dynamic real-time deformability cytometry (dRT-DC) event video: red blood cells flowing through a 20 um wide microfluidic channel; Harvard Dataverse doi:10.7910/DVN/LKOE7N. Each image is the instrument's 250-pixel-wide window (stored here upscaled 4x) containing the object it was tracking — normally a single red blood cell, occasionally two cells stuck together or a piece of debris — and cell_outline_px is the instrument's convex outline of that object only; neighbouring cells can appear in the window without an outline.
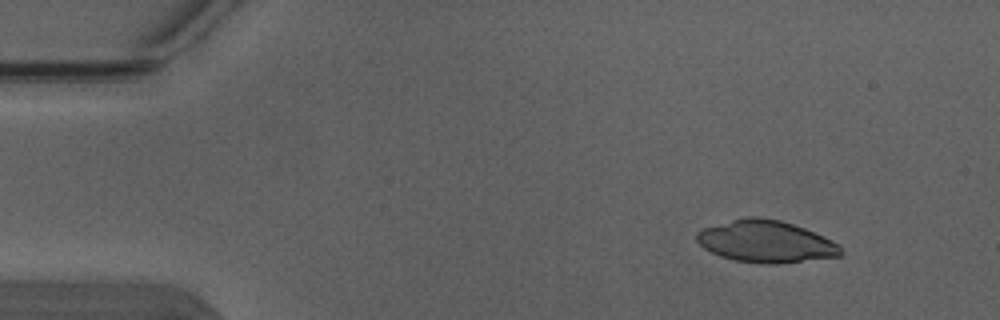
{"species": "Egyptian fruit bat (a non-hibernating species)", "species_latin": "Rousettus aegyptiacus", "temperature_condition": "warm", "stored_images_in_passage": 3, "camera_frame_rate_fps": 3000, "um_per_image_px": 0.085, "animal": {"sex": "male"}, "frame": {"image": 1, "passage_image": 1, "time_ms": 0.0, "image_size_px": [1000, 320], "cell_outline_px": [[844, 252], [840, 256], [776, 264], [768, 264], [736, 260], [720, 256], [704, 248], [696, 240], [696, 232], [700, 228], [748, 216], [756, 216], [780, 220], [804, 228], [824, 236], [840, 244]], "centroid_in_image_um": [65.1, 20.52], "position_along_channel_um": 19.9, "area_um2": 35.26}}